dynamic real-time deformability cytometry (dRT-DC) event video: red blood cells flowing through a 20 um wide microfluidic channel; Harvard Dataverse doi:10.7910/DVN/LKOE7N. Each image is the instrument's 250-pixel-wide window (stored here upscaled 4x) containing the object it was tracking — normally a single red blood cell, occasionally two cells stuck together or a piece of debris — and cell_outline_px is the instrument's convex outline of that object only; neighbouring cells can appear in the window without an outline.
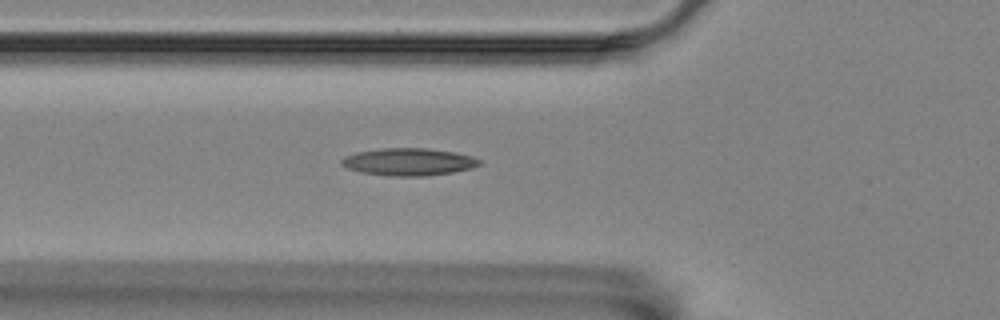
{"species": "Egyptian fruit bat (a non-hibernating species)", "species_latin": "Rousettus aegyptiacus", "temperature_condition": "room temperature", "stored_images_in_passage": 38, "camera_frame_rate_fps": 3000, "um_per_image_px": 0.085, "animal": {"sex": "female"}, "frame": {"image": 1, "passage_image": 3, "time_ms": 0.667, "image_size_px": [1000, 320], "cell_outline_px": [[480, 164], [472, 168], [452, 172], [428, 176], [388, 176], [360, 172], [348, 168], [340, 164], [340, 160], [344, 156], [356, 152], [380, 148], [428, 148], [452, 152], [472, 156], [480, 160]], "centroid_in_image_um": [34.69, 13.76], "position_along_channel_um": 91.1, "area_um2": 22.08}}
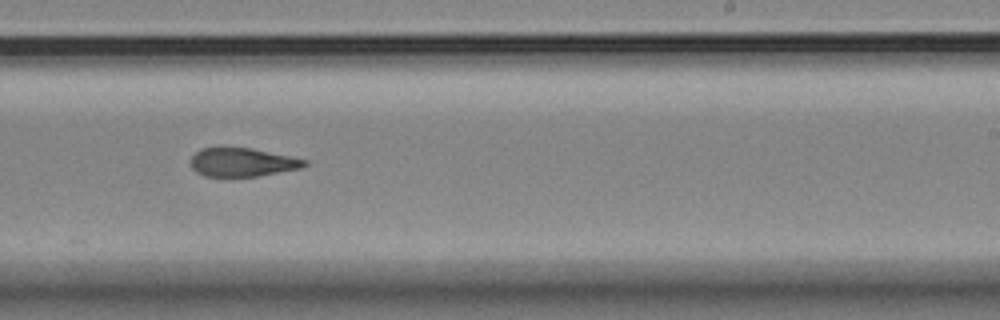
{"frame": {"image": 2, "passage_image": 18, "time_ms": 5.667, "image_size_px": [1000, 320], "cell_outline_px": [[308, 164], [300, 168], [256, 176], [204, 176], [196, 172], [192, 168], [192, 156], [200, 148], [252, 148], [308, 160]], "centroid_in_image_um": [20.6, 13.79], "position_along_channel_um": 268.4, "area_um2": 18.67}}
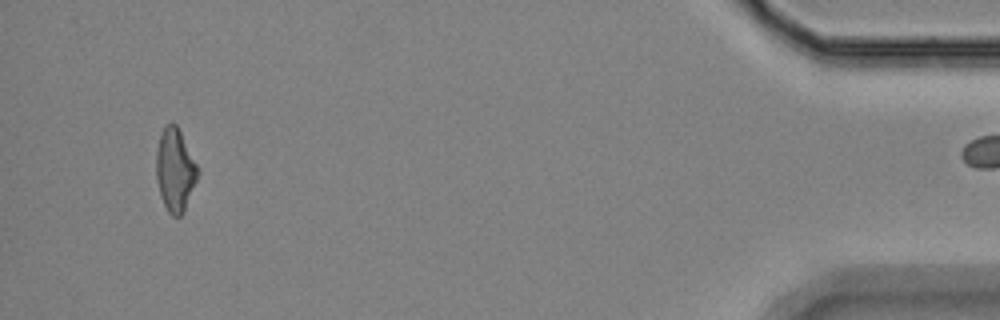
{"frame": {"image": 3, "passage_image": 37, "time_ms": 12.0, "image_size_px": [1000, 320], "cell_outline_px": [[200, 172], [184, 212], [180, 216], [172, 216], [168, 212], [160, 196], [156, 180], [156, 148], [164, 124], [172, 120], [176, 124]], "centroid_in_image_um": [14.86, 14.44], "position_along_channel_um": 420.3, "area_um2": 20.17}}